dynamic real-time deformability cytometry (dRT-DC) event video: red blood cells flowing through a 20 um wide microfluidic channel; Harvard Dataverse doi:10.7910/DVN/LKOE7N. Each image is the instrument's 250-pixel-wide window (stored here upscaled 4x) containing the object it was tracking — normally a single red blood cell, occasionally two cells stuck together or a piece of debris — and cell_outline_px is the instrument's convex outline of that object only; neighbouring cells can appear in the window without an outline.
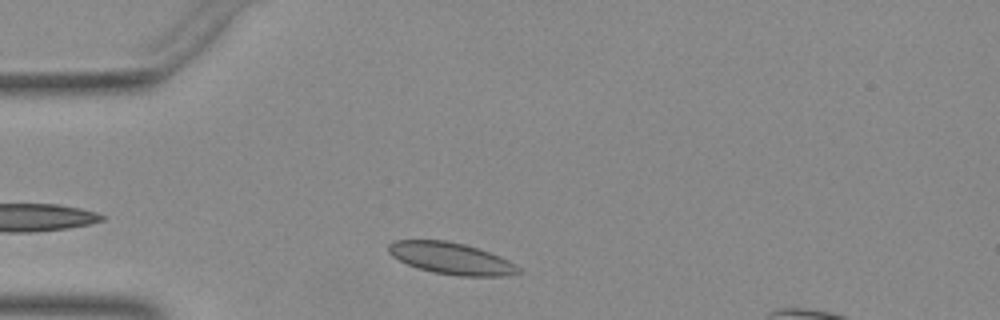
{"species": "Egyptian fruit bat (a non-hibernating species)", "species_latin": "Rousettus aegyptiacus", "temperature_condition": "warm", "stored_images_in_passage": 34, "camera_frame_rate_fps": 3000, "um_per_image_px": 0.085, "animal": {"sex": "female"}, "frame": {"image": 1, "passage_image": 4, "time_ms": 1.0, "image_size_px": [1000, 320], "cell_outline_px": [[520, 272], [504, 276], [460, 276], [432, 272], [416, 268], [392, 256], [388, 252], [388, 244], [396, 240], [444, 240], [464, 244], [500, 256], [516, 264], [520, 268]], "centroid_in_image_um": [38.34, 21.97], "position_along_channel_um": 46.7, "area_um2": 23.87}}
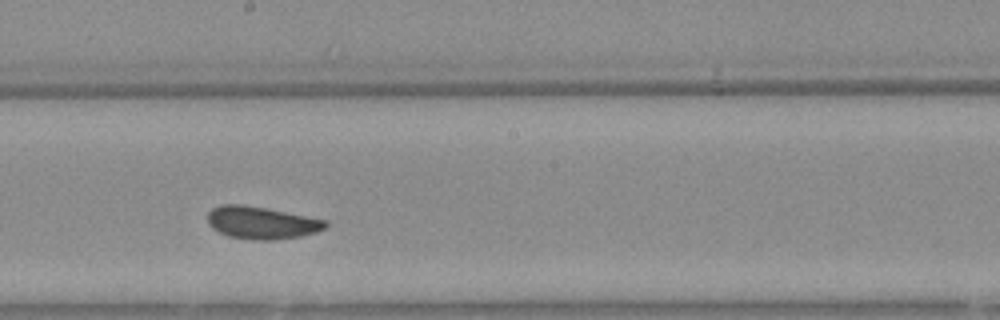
{"frame": {"image": 2, "passage_image": 19, "time_ms": 6.0, "image_size_px": [1000, 320], "cell_outline_px": [[328, 224], [324, 228], [316, 232], [300, 236], [276, 240], [252, 240], [228, 236], [212, 228], [208, 224], [208, 212], [212, 208], [220, 204], [244, 204], [268, 208], [328, 220]], "centroid_in_image_um": [22.22, 18.92], "position_along_channel_um": 226.0, "area_um2": 22.54}}
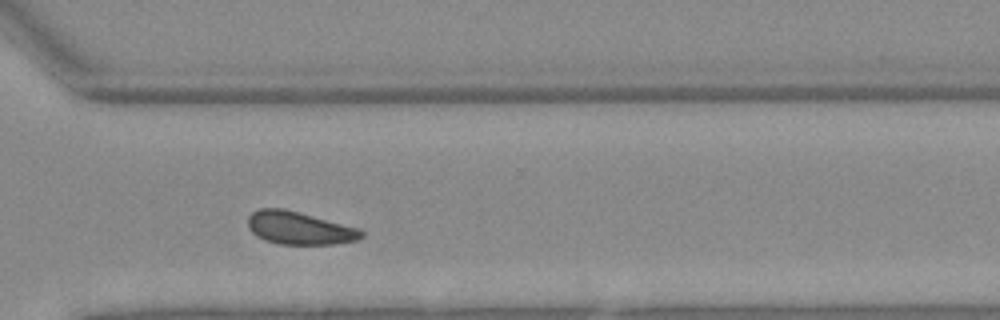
{"frame": {"image": 3, "passage_image": 28, "time_ms": 9.0, "image_size_px": [1000, 320], "cell_outline_px": [[364, 236], [356, 240], [336, 244], [280, 244], [264, 240], [256, 236], [248, 228], [248, 216], [252, 212], [260, 208], [284, 208], [360, 228], [364, 232]], "centroid_in_image_um": [25.44, 19.38], "position_along_channel_um": 345.2, "area_um2": 21.85}}